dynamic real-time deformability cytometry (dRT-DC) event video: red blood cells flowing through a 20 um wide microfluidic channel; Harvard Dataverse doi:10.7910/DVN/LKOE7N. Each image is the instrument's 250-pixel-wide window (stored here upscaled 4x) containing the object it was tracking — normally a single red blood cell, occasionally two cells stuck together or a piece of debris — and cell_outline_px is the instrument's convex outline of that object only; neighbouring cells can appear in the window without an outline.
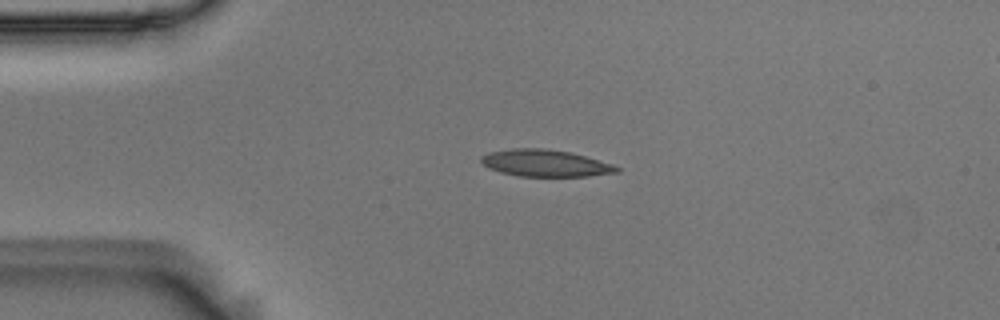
{"species": "Egyptian fruit bat (a non-hibernating species)", "species_latin": "Rousettus aegyptiacus", "temperature_condition": "room temperature", "stored_images_in_passage": 43, "camera_frame_rate_fps": 3000, "um_per_image_px": 0.085, "animal": {"sex": "male"}, "frame": {"image": 1, "passage_image": 1, "time_ms": 0.0, "image_size_px": [1000, 320], "cell_outline_px": [[620, 172], [588, 176], [520, 176], [500, 172], [488, 168], [480, 160], [480, 156], [488, 152], [512, 148], [544, 148], [568, 152], [584, 156], [612, 164], [620, 168]], "centroid_in_image_um": [46.31, 13.86], "position_along_channel_um": 38.7, "area_um2": 21.15}}
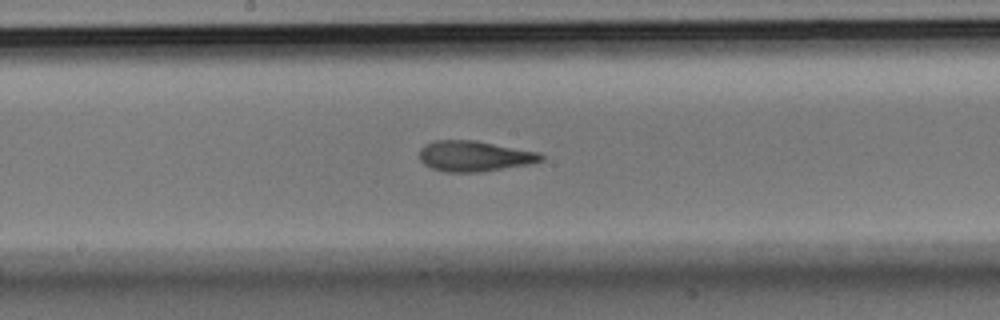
{"frame": {"image": 2, "passage_image": 17, "time_ms": 5.333, "image_size_px": [1000, 320], "cell_outline_px": [[544, 160], [528, 164], [480, 172], [444, 172], [432, 168], [424, 164], [420, 160], [420, 148], [424, 144], [436, 140], [476, 140], [540, 152], [544, 156]], "centroid_in_image_um": [40.32, 13.26], "position_along_channel_um": 207.9, "area_um2": 21.79}}
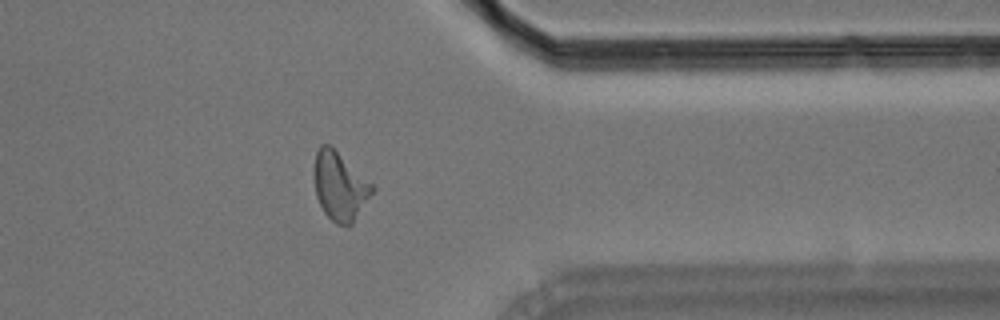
{"frame": {"image": 3, "passage_image": 32, "time_ms": 10.333, "image_size_px": [1000, 320], "cell_outline_px": [[376, 188], [352, 224], [336, 224], [324, 212], [316, 196], [312, 172], [312, 168], [316, 152], [320, 144], [328, 144], [372, 184]], "centroid_in_image_um": [28.84, 15.82], "position_along_channel_um": 382.6, "area_um2": 22.89}, "authors_computed_cell_mechanics": {"area_um2": 21.5594, "velocity_mm_per_s": 3.706, "shape_relaxation_time_tau1_ms": 4.3399, "shape_relaxation_time_tau2_ms": 1.517, "deformation_change_tau1": 0.1754, "deformation_change_tau2": 0.1055}}